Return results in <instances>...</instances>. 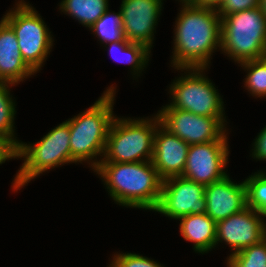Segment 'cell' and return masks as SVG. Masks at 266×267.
<instances>
[{
    "instance_id": "cell-29",
    "label": "cell",
    "mask_w": 266,
    "mask_h": 267,
    "mask_svg": "<svg viewBox=\"0 0 266 267\" xmlns=\"http://www.w3.org/2000/svg\"><path fill=\"white\" fill-rule=\"evenodd\" d=\"M223 0H192L191 3L205 8L218 9Z\"/></svg>"
},
{
    "instance_id": "cell-15",
    "label": "cell",
    "mask_w": 266,
    "mask_h": 267,
    "mask_svg": "<svg viewBox=\"0 0 266 267\" xmlns=\"http://www.w3.org/2000/svg\"><path fill=\"white\" fill-rule=\"evenodd\" d=\"M189 147L184 140L170 133L161 124L157 127L151 162L162 180L182 176Z\"/></svg>"
},
{
    "instance_id": "cell-20",
    "label": "cell",
    "mask_w": 266,
    "mask_h": 267,
    "mask_svg": "<svg viewBox=\"0 0 266 267\" xmlns=\"http://www.w3.org/2000/svg\"><path fill=\"white\" fill-rule=\"evenodd\" d=\"M101 44H108L116 41L126 40L121 10L119 12H109V8L104 14L88 28Z\"/></svg>"
},
{
    "instance_id": "cell-2",
    "label": "cell",
    "mask_w": 266,
    "mask_h": 267,
    "mask_svg": "<svg viewBox=\"0 0 266 267\" xmlns=\"http://www.w3.org/2000/svg\"><path fill=\"white\" fill-rule=\"evenodd\" d=\"M93 171L116 204L150 211L157 208L163 180L151 161L99 163Z\"/></svg>"
},
{
    "instance_id": "cell-9",
    "label": "cell",
    "mask_w": 266,
    "mask_h": 267,
    "mask_svg": "<svg viewBox=\"0 0 266 267\" xmlns=\"http://www.w3.org/2000/svg\"><path fill=\"white\" fill-rule=\"evenodd\" d=\"M157 114L161 125L188 145L228 141V129L215 117L199 116L172 108L169 104Z\"/></svg>"
},
{
    "instance_id": "cell-19",
    "label": "cell",
    "mask_w": 266,
    "mask_h": 267,
    "mask_svg": "<svg viewBox=\"0 0 266 267\" xmlns=\"http://www.w3.org/2000/svg\"><path fill=\"white\" fill-rule=\"evenodd\" d=\"M109 0H62L59 10L89 28L109 8Z\"/></svg>"
},
{
    "instance_id": "cell-30",
    "label": "cell",
    "mask_w": 266,
    "mask_h": 267,
    "mask_svg": "<svg viewBox=\"0 0 266 267\" xmlns=\"http://www.w3.org/2000/svg\"><path fill=\"white\" fill-rule=\"evenodd\" d=\"M260 8L266 17V0H260Z\"/></svg>"
},
{
    "instance_id": "cell-23",
    "label": "cell",
    "mask_w": 266,
    "mask_h": 267,
    "mask_svg": "<svg viewBox=\"0 0 266 267\" xmlns=\"http://www.w3.org/2000/svg\"><path fill=\"white\" fill-rule=\"evenodd\" d=\"M227 267H266V238L240 252L227 256Z\"/></svg>"
},
{
    "instance_id": "cell-3",
    "label": "cell",
    "mask_w": 266,
    "mask_h": 267,
    "mask_svg": "<svg viewBox=\"0 0 266 267\" xmlns=\"http://www.w3.org/2000/svg\"><path fill=\"white\" fill-rule=\"evenodd\" d=\"M107 88L93 105L66 120L70 129V163L87 161L94 170L103 159L108 131L116 116L113 105L117 87Z\"/></svg>"
},
{
    "instance_id": "cell-17",
    "label": "cell",
    "mask_w": 266,
    "mask_h": 267,
    "mask_svg": "<svg viewBox=\"0 0 266 267\" xmlns=\"http://www.w3.org/2000/svg\"><path fill=\"white\" fill-rule=\"evenodd\" d=\"M180 234L194 243L193 249L197 253L205 254L215 249L216 222L205 214H190L178 219Z\"/></svg>"
},
{
    "instance_id": "cell-11",
    "label": "cell",
    "mask_w": 266,
    "mask_h": 267,
    "mask_svg": "<svg viewBox=\"0 0 266 267\" xmlns=\"http://www.w3.org/2000/svg\"><path fill=\"white\" fill-rule=\"evenodd\" d=\"M228 145V141L190 145L182 177L205 186L226 177Z\"/></svg>"
},
{
    "instance_id": "cell-13",
    "label": "cell",
    "mask_w": 266,
    "mask_h": 267,
    "mask_svg": "<svg viewBox=\"0 0 266 267\" xmlns=\"http://www.w3.org/2000/svg\"><path fill=\"white\" fill-rule=\"evenodd\" d=\"M162 8L163 0H122L120 10L126 39L151 49Z\"/></svg>"
},
{
    "instance_id": "cell-16",
    "label": "cell",
    "mask_w": 266,
    "mask_h": 267,
    "mask_svg": "<svg viewBox=\"0 0 266 267\" xmlns=\"http://www.w3.org/2000/svg\"><path fill=\"white\" fill-rule=\"evenodd\" d=\"M36 74L23 60L12 27L0 20V82L15 85Z\"/></svg>"
},
{
    "instance_id": "cell-31",
    "label": "cell",
    "mask_w": 266,
    "mask_h": 267,
    "mask_svg": "<svg viewBox=\"0 0 266 267\" xmlns=\"http://www.w3.org/2000/svg\"><path fill=\"white\" fill-rule=\"evenodd\" d=\"M180 2H191L192 0H179Z\"/></svg>"
},
{
    "instance_id": "cell-14",
    "label": "cell",
    "mask_w": 266,
    "mask_h": 267,
    "mask_svg": "<svg viewBox=\"0 0 266 267\" xmlns=\"http://www.w3.org/2000/svg\"><path fill=\"white\" fill-rule=\"evenodd\" d=\"M206 214L216 223L247 207L245 180L232 182L229 174L220 181L205 186Z\"/></svg>"
},
{
    "instance_id": "cell-12",
    "label": "cell",
    "mask_w": 266,
    "mask_h": 267,
    "mask_svg": "<svg viewBox=\"0 0 266 267\" xmlns=\"http://www.w3.org/2000/svg\"><path fill=\"white\" fill-rule=\"evenodd\" d=\"M263 217V218H262ZM256 210L246 207L238 213L216 223V245L225 243L233 255L241 250L260 243L266 237V221Z\"/></svg>"
},
{
    "instance_id": "cell-24",
    "label": "cell",
    "mask_w": 266,
    "mask_h": 267,
    "mask_svg": "<svg viewBox=\"0 0 266 267\" xmlns=\"http://www.w3.org/2000/svg\"><path fill=\"white\" fill-rule=\"evenodd\" d=\"M247 206L266 217V172L260 170L245 179Z\"/></svg>"
},
{
    "instance_id": "cell-22",
    "label": "cell",
    "mask_w": 266,
    "mask_h": 267,
    "mask_svg": "<svg viewBox=\"0 0 266 267\" xmlns=\"http://www.w3.org/2000/svg\"><path fill=\"white\" fill-rule=\"evenodd\" d=\"M247 72L244 87L256 98H266V57L239 64Z\"/></svg>"
},
{
    "instance_id": "cell-10",
    "label": "cell",
    "mask_w": 266,
    "mask_h": 267,
    "mask_svg": "<svg viewBox=\"0 0 266 267\" xmlns=\"http://www.w3.org/2000/svg\"><path fill=\"white\" fill-rule=\"evenodd\" d=\"M205 185L182 176L162 181L160 201L154 210L171 219L206 213Z\"/></svg>"
},
{
    "instance_id": "cell-26",
    "label": "cell",
    "mask_w": 266,
    "mask_h": 267,
    "mask_svg": "<svg viewBox=\"0 0 266 267\" xmlns=\"http://www.w3.org/2000/svg\"><path fill=\"white\" fill-rule=\"evenodd\" d=\"M260 7V0H223L217 13L220 18L225 17L226 15L241 12L246 9H254Z\"/></svg>"
},
{
    "instance_id": "cell-8",
    "label": "cell",
    "mask_w": 266,
    "mask_h": 267,
    "mask_svg": "<svg viewBox=\"0 0 266 267\" xmlns=\"http://www.w3.org/2000/svg\"><path fill=\"white\" fill-rule=\"evenodd\" d=\"M12 9L2 18L14 30L23 60L37 74L52 50L53 35L31 4L18 0Z\"/></svg>"
},
{
    "instance_id": "cell-27",
    "label": "cell",
    "mask_w": 266,
    "mask_h": 267,
    "mask_svg": "<svg viewBox=\"0 0 266 267\" xmlns=\"http://www.w3.org/2000/svg\"><path fill=\"white\" fill-rule=\"evenodd\" d=\"M252 145V154L250 155L253 159L266 161V126L259 132Z\"/></svg>"
},
{
    "instance_id": "cell-4",
    "label": "cell",
    "mask_w": 266,
    "mask_h": 267,
    "mask_svg": "<svg viewBox=\"0 0 266 267\" xmlns=\"http://www.w3.org/2000/svg\"><path fill=\"white\" fill-rule=\"evenodd\" d=\"M154 117L123 118L115 116L111 122L104 158L100 163H133L151 161L154 135L161 124Z\"/></svg>"
},
{
    "instance_id": "cell-1",
    "label": "cell",
    "mask_w": 266,
    "mask_h": 267,
    "mask_svg": "<svg viewBox=\"0 0 266 267\" xmlns=\"http://www.w3.org/2000/svg\"><path fill=\"white\" fill-rule=\"evenodd\" d=\"M175 20L173 68H210L215 50L221 49V18L216 9L180 2Z\"/></svg>"
},
{
    "instance_id": "cell-28",
    "label": "cell",
    "mask_w": 266,
    "mask_h": 267,
    "mask_svg": "<svg viewBox=\"0 0 266 267\" xmlns=\"http://www.w3.org/2000/svg\"><path fill=\"white\" fill-rule=\"evenodd\" d=\"M17 158V145L0 135V165L5 161Z\"/></svg>"
},
{
    "instance_id": "cell-5",
    "label": "cell",
    "mask_w": 266,
    "mask_h": 267,
    "mask_svg": "<svg viewBox=\"0 0 266 267\" xmlns=\"http://www.w3.org/2000/svg\"><path fill=\"white\" fill-rule=\"evenodd\" d=\"M240 64L266 57V17L260 7L221 18V49Z\"/></svg>"
},
{
    "instance_id": "cell-21",
    "label": "cell",
    "mask_w": 266,
    "mask_h": 267,
    "mask_svg": "<svg viewBox=\"0 0 266 267\" xmlns=\"http://www.w3.org/2000/svg\"><path fill=\"white\" fill-rule=\"evenodd\" d=\"M16 86L9 82H0V135L13 141L18 145L19 141L15 137L14 119L16 114L15 100L10 95V87Z\"/></svg>"
},
{
    "instance_id": "cell-25",
    "label": "cell",
    "mask_w": 266,
    "mask_h": 267,
    "mask_svg": "<svg viewBox=\"0 0 266 267\" xmlns=\"http://www.w3.org/2000/svg\"><path fill=\"white\" fill-rule=\"evenodd\" d=\"M108 267H164L153 259L136 253H114Z\"/></svg>"
},
{
    "instance_id": "cell-18",
    "label": "cell",
    "mask_w": 266,
    "mask_h": 267,
    "mask_svg": "<svg viewBox=\"0 0 266 267\" xmlns=\"http://www.w3.org/2000/svg\"><path fill=\"white\" fill-rule=\"evenodd\" d=\"M107 46L108 52L114 61L130 65L132 76H137L136 78L140 76V73L146 68V65H148L147 63H149L151 49L143 44L133 43L126 39L104 45L105 48H107ZM120 53L123 57L120 56Z\"/></svg>"
},
{
    "instance_id": "cell-6",
    "label": "cell",
    "mask_w": 266,
    "mask_h": 267,
    "mask_svg": "<svg viewBox=\"0 0 266 267\" xmlns=\"http://www.w3.org/2000/svg\"><path fill=\"white\" fill-rule=\"evenodd\" d=\"M17 158L24 162L12 182V191L20 190L32 179L55 167L70 163V129L64 121L35 143L19 141Z\"/></svg>"
},
{
    "instance_id": "cell-7",
    "label": "cell",
    "mask_w": 266,
    "mask_h": 267,
    "mask_svg": "<svg viewBox=\"0 0 266 267\" xmlns=\"http://www.w3.org/2000/svg\"><path fill=\"white\" fill-rule=\"evenodd\" d=\"M175 69L184 73L169 87L172 101L169 105L199 116L215 117L226 127L225 105L215 84L204 73L207 68Z\"/></svg>"
}]
</instances>
